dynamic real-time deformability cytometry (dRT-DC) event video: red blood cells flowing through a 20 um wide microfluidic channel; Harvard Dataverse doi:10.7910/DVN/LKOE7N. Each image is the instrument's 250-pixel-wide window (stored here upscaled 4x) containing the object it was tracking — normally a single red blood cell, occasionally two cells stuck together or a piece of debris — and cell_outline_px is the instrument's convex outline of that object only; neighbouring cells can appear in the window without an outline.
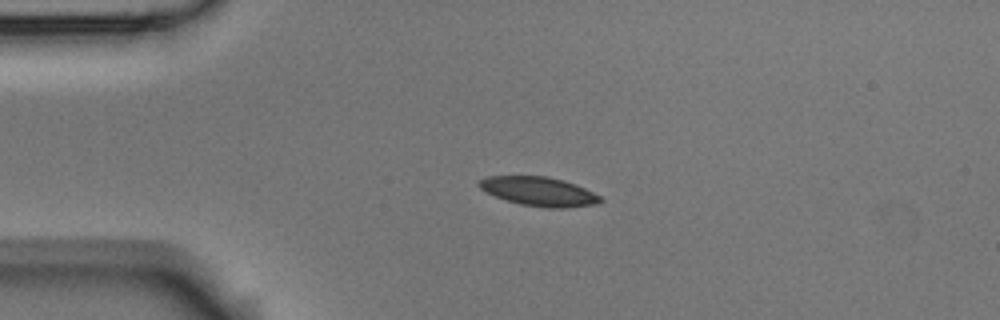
{"species": "Egyptian fruit bat (a non-hibernating species)", "species_latin": "Rousettus aegyptiacus", "temperature_condition": "room temperature", "stored_images_in_passage": 4, "camera_frame_rate_fps": 3000, "um_per_image_px": 0.085, "animal": {"sex": "male"}, "frame": {"image": 1, "passage_image": 3, "time_ms": 2.333, "image_size_px": [1000, 320], "cell_outline_px": [[604, 200], [596, 204], [564, 208], [548, 208], [520, 204], [496, 196], [480, 188], [476, 184], [480, 180], [488, 176], [548, 176], [564, 180], [576, 184], [600, 196]], "centroid_in_image_um": [45.83, 16.27], "position_along_channel_um": 39.2, "area_um2": 20.4}}